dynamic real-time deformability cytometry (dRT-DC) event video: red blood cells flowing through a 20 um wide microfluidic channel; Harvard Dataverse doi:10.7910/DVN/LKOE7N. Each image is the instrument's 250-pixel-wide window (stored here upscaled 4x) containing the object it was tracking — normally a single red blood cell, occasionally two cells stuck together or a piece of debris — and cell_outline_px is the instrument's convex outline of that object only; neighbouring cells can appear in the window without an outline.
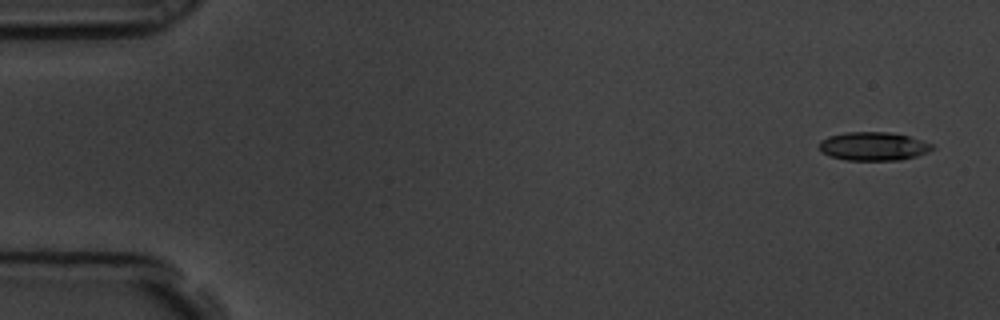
{"species": "common noctule bat (a hibernating species)", "species_latin": "Nyctalus noctula", "temperature_condition": "room temperature", "stored_images_in_passage": 6, "camera_frame_rate_fps": 3000, "um_per_image_px": 0.085, "animal": {"sex": "male", "body_mass_g": 19.5, "forearm_length_mm": 54.6}, "frame": {"image": 1, "passage_image": 1, "time_ms": 0.0, "image_size_px": [1000, 320], "cell_outline_px": [[936, 148], [928, 152], [916, 156], [900, 160], [848, 160], [828, 156], [820, 152], [820, 140], [828, 136], [844, 132], [888, 132], [908, 136], [932, 144]], "centroid_in_image_um": [74.21, 12.43], "position_along_channel_um": 10.8, "area_um2": 18.84}}
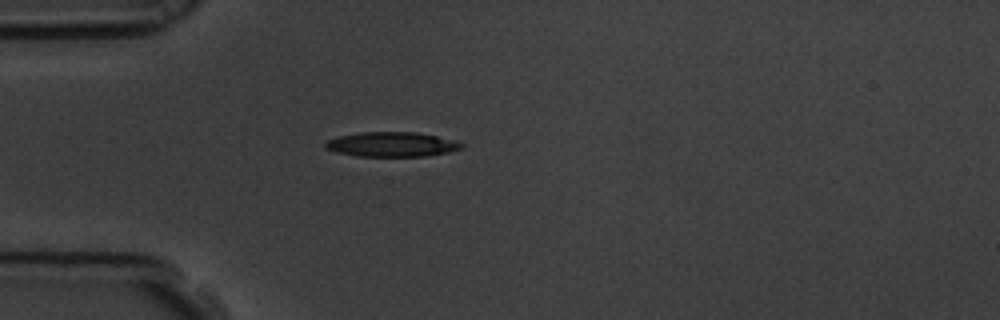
{"frame": {"image": 2, "passage_image": 5, "time_ms": 1.333, "image_size_px": [1000, 320], "cell_outline_px": [[464, 148], [448, 152], [428, 156], [356, 156], [336, 152], [324, 148], [324, 144], [328, 140], [340, 136], [360, 132], [416, 132], [456, 140], [464, 144]], "centroid_in_image_um": [33.32, 12.27], "position_along_channel_um": 51.7, "area_um2": 19.65}}